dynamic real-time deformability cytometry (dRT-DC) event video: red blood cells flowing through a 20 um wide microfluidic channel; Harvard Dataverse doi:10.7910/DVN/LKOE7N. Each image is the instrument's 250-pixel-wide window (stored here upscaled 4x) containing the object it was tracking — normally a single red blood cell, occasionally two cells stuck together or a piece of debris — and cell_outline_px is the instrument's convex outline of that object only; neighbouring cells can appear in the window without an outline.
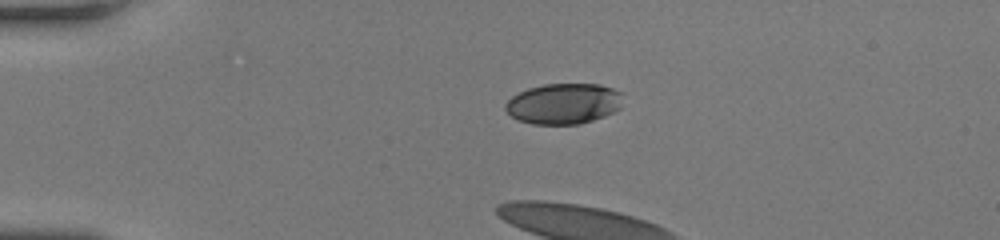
{"species": "human", "species_latin": "Homo sapiens", "temperature_condition": "room temperature", "stored_images_in_passage": 7, "camera_frame_rate_fps": 3000, "um_per_image_px": 0.085, "donor": {"sex": "female"}, "frame": {"image": 1, "passage_image": 1, "time_ms": 0.0, "image_size_px": [1000, 240], "cell_outline_px": [[620, 108], [604, 116], [580, 124], [532, 124], [516, 120], [504, 108], [504, 104], [512, 96], [528, 88], [544, 84], [600, 84], [612, 88], [620, 92]], "centroid_in_image_um": [47.87, 8.81], "position_along_channel_um": 37.1, "area_um2": 27.74}}